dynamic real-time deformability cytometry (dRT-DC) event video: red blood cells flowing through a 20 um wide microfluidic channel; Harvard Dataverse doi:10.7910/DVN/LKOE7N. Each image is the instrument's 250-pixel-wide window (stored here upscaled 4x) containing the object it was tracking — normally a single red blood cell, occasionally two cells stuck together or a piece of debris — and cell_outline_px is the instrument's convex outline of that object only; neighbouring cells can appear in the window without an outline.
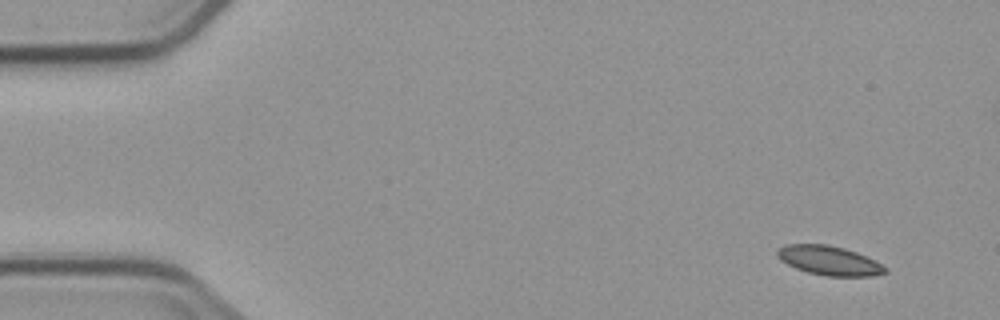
{"species": "common noctule bat (a hibernating species)", "species_latin": "Nyctalus noctula", "temperature_condition": "cold", "stored_images_in_passage": 4, "camera_frame_rate_fps": 3000, "um_per_image_px": 0.085, "animal": {"sex": "male", "body_mass_g": 23.1, "forearm_length_mm": 52.7}, "frame": {"image": 1, "passage_image": 4, "time_ms": 6.333, "image_size_px": [1000, 320], "cell_outline_px": [[888, 272], [872, 276], [824, 276], [808, 272], [796, 268], [780, 260], [776, 256], [776, 248], [784, 244], [828, 244], [844, 248], [856, 252], [888, 268]], "centroid_in_image_um": [70.43, 22.14], "position_along_channel_um": 14.6, "area_um2": 18.44}}